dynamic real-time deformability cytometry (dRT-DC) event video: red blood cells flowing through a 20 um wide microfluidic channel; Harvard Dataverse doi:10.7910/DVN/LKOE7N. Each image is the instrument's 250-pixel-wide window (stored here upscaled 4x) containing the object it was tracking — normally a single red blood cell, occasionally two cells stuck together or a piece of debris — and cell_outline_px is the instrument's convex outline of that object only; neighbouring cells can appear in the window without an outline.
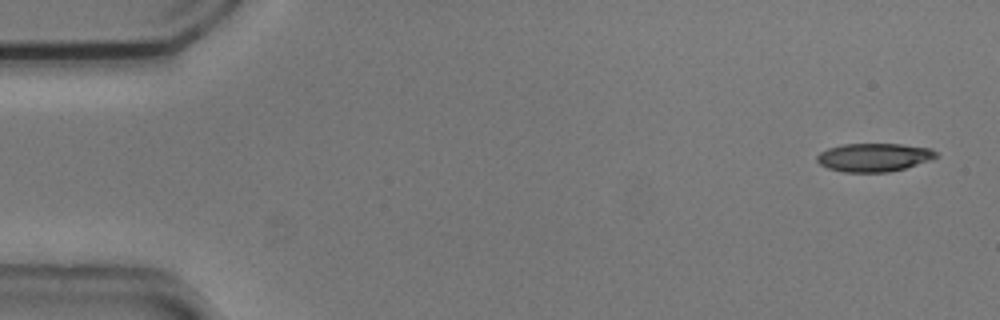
{"species": "common noctule bat (a hibernating species)", "species_latin": "Nyctalus noctula", "temperature_condition": "cold", "stored_images_in_passage": 52, "camera_frame_rate_fps": 3000, "um_per_image_px": 0.085, "animal": {"sex": "male", "body_mass_g": 20.5, "forearm_length_mm": 52.5}, "frame": {"image": 1, "passage_image": 1, "time_ms": 0.0, "image_size_px": [1000, 320], "cell_outline_px": [[940, 156], [932, 160], [904, 168], [888, 172], [844, 172], [828, 168], [820, 164], [816, 160], [816, 156], [820, 152], [828, 148], [844, 144], [900, 144], [932, 148]], "centroid_in_image_um": [74.31, 13.37], "position_along_channel_um": 10.7, "area_um2": 19.77}}
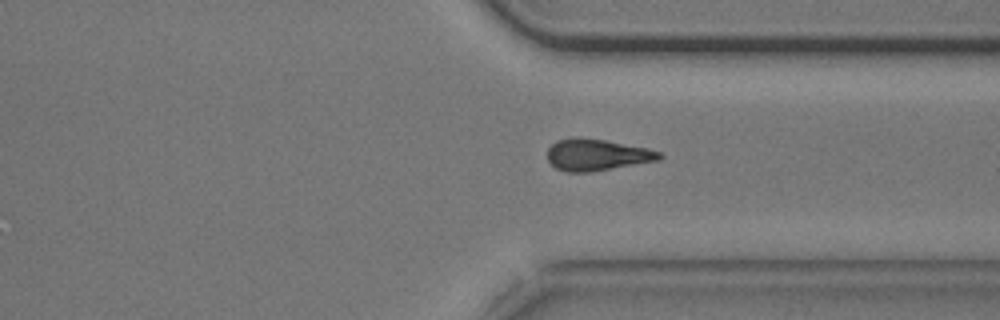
{"frame": {"image": 2, "passage_image": 39, "time_ms": 12.667, "image_size_px": [1000, 320], "cell_outline_px": [[664, 156], [660, 160], [588, 172], [564, 172], [556, 168], [548, 160], [548, 148], [556, 140], [572, 136], [576, 136], [604, 140], [648, 148], [660, 152]], "centroid_in_image_um": [50.72, 13.14], "position_along_channel_um": 360.7, "area_um2": 20.69}}
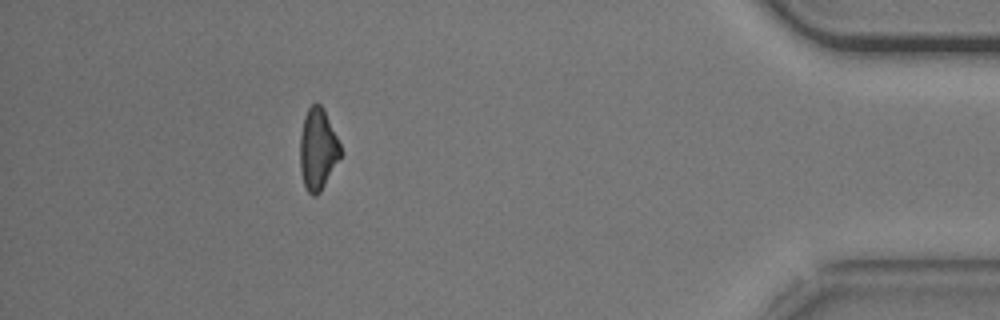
{"frame": {"image": 3, "passage_image": 47, "time_ms": 15.333, "image_size_px": [1000, 320], "cell_outline_px": [[340, 156], [320, 192], [316, 196], [312, 196], [308, 192], [304, 184], [300, 172], [300, 136], [304, 116], [308, 108], [316, 100], [324, 108], [340, 144]], "centroid_in_image_um": [26.99, 12.65], "position_along_channel_um": 408.2, "area_um2": 19.13}, "authors_computed_cell_mechanics": {"area_um2": 20.5479, "velocity_mm_per_s": 3.7295, "shape_relaxation_time_tau1_ms": 8.1369, "shape_relaxation_time_tau2_ms": null, "deformation_change_tau1": 0.1739, "deformation_change_tau2": null}}